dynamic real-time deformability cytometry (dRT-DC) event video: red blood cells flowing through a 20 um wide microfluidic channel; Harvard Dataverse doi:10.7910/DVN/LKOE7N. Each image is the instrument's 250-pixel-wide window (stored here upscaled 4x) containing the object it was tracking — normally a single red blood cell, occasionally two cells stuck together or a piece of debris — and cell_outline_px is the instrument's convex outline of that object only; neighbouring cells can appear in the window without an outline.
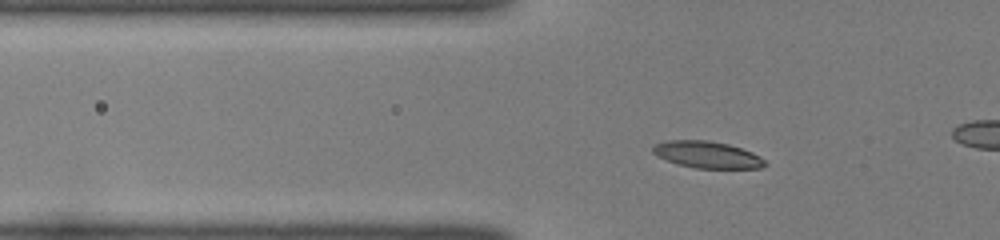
{"species": "common noctule bat (a hibernating species)", "species_latin": "Nyctalus noctula", "temperature_condition": "room temperature", "stored_images_in_passage": 50, "camera_frame_rate_fps": 3000, "um_per_image_px": 0.085, "animal": {"sex": "female", "body_mass_g": 22.0, "forearm_length_mm": 56.7}, "frame": {"image": 1, "passage_image": 16, "time_ms": 5.0, "image_size_px": [1000, 240], "cell_outline_px": [[768, 164], [760, 168], [696, 168], [680, 164], [656, 156], [652, 152], [652, 148], [656, 144], [668, 140], [708, 140], [728, 144], [752, 152], [760, 156]], "centroid_in_image_um": [60.12, 13.14], "position_along_channel_um": 65.7, "area_um2": 17.34}}
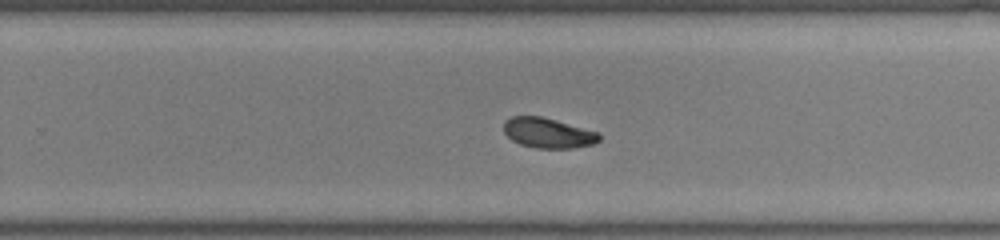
{"frame": {"image": 2, "passage_image": 33, "time_ms": 10.667, "image_size_px": [1000, 240], "cell_outline_px": [[600, 140], [592, 144], [572, 148], [536, 148], [520, 144], [512, 140], [504, 132], [504, 120], [512, 116], [540, 116], [600, 132]], "centroid_in_image_um": [46.58, 11.3], "position_along_channel_um": 283.2, "area_um2": 16.7}}
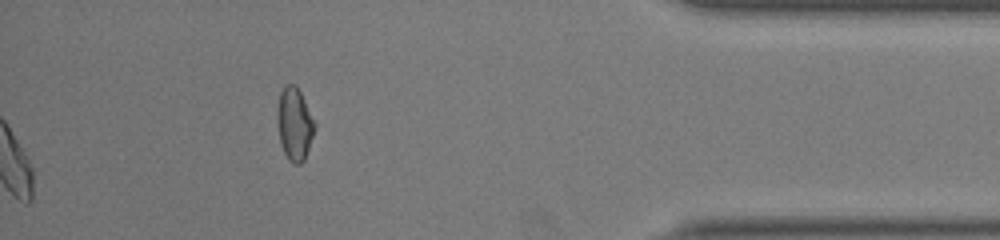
{"frame": {"image": 3, "passage_image": 50, "time_ms": 16.333, "image_size_px": [1000, 240], "cell_outline_px": [[316, 128], [304, 160], [300, 164], [292, 164], [288, 160], [280, 144], [276, 116], [276, 112], [280, 92], [284, 84], [296, 84], [316, 124]], "centroid_in_image_um": [25.01, 10.54], "position_along_channel_um": 410.2, "area_um2": 16.07}, "authors_computed_cell_mechanics": {"area_um2": 17.051, "velocity_mm_per_s": 4.0005, "shape_relaxation_time_tau1_ms": 3.6698, "shape_relaxation_time_tau2_ms": 1.8582, "deformation_change_tau1": 0.1406, "deformation_change_tau2": 0.0619}}